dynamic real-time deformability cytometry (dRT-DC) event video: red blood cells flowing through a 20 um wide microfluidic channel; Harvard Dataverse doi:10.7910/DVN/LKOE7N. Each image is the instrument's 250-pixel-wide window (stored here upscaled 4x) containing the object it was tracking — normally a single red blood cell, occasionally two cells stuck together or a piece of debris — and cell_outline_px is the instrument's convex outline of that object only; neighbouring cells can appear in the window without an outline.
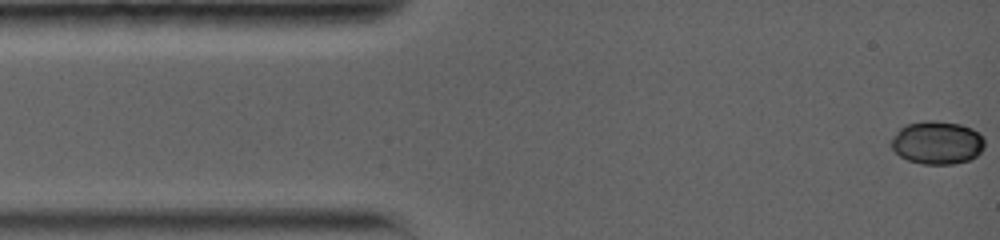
{"species": "common noctule bat (a hibernating species)", "species_latin": "Nyctalus noctula", "temperature_condition": "warm", "stored_images_in_passage": 26, "camera_frame_rate_fps": 5000, "um_per_image_px": 0.085, "animal": {"sex": "female", "body_mass_g": 19.0, "forearm_length_mm": 56.7}, "frame": {"image": 1, "passage_image": 1, "time_ms": 0.0, "image_size_px": [1000, 240], "cell_outline_px": [[984, 148], [976, 156], [968, 160], [952, 164], [924, 164], [908, 160], [900, 156], [892, 148], [892, 140], [900, 128], [904, 124], [924, 120], [936, 120], [960, 124], [972, 128], [984, 140]], "centroid_in_image_um": [79.65, 12.11], "position_along_channel_um": 5.3, "area_um2": 23.35}}
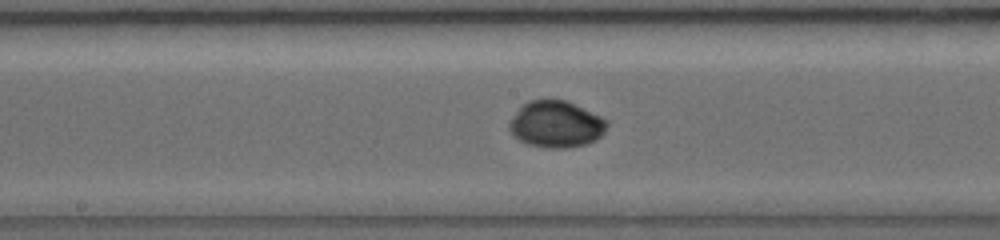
{"frame": {"image": 2, "passage_image": 15, "time_ms": 7.2, "image_size_px": [1000, 240], "cell_outline_px": [[608, 124], [604, 132], [596, 140], [584, 144], [568, 148], [548, 148], [528, 144], [520, 140], [508, 128], [508, 124], [512, 116], [528, 100], [564, 100], [600, 116], [608, 120]], "centroid_in_image_um": [47.26, 10.57], "position_along_channel_um": 200.9, "area_um2": 26.18}}
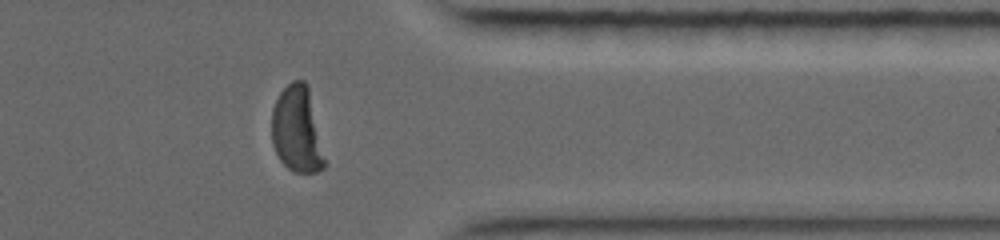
{"frame": {"image": 3, "passage_image": 26, "time_ms": 12.2, "image_size_px": [1000, 240], "cell_outline_px": [[324, 168], [316, 172], [292, 172], [280, 160], [272, 144], [272, 108], [280, 92], [292, 80], [304, 80], [308, 84], [324, 160]], "centroid_in_image_um": [25.21, 11.01], "position_along_channel_um": 386.2, "area_um2": 26.18}, "authors_computed_cell_mechanics": {"area_um2": 25.2297, "velocity_mm_per_s": 3.8408, "shape_relaxation_time_tau1_ms": 4.9392, "shape_relaxation_time_tau2_ms": null, "deformation_change_tau1": 0.2111, "deformation_change_tau2": null}}